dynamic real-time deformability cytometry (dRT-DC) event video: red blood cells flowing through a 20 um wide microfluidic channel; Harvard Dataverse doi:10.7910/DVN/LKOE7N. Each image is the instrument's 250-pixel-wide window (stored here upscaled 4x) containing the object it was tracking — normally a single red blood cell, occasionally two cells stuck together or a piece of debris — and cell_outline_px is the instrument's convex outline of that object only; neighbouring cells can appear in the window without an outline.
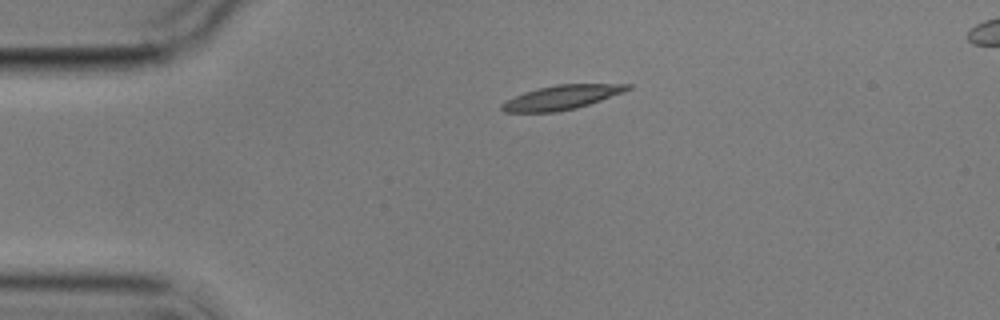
{"species": "common noctule bat (a hibernating species)", "species_latin": "Nyctalus noctula", "temperature_condition": "cold", "stored_images_in_passage": 3, "camera_frame_rate_fps": 3000, "um_per_image_px": 0.085, "animal": {"sex": "male", "body_mass_g": 17.9}, "frame": {"image": 1, "passage_image": 1, "time_ms": 0.0, "image_size_px": [1000, 320], "cell_outline_px": [[632, 88], [624, 92], [576, 108], [556, 112], [504, 112], [500, 108], [500, 104], [524, 92], [556, 84], [632, 84]], "centroid_in_image_um": [47.74, 8.28], "position_along_channel_um": 37.3, "area_um2": 17.57}}